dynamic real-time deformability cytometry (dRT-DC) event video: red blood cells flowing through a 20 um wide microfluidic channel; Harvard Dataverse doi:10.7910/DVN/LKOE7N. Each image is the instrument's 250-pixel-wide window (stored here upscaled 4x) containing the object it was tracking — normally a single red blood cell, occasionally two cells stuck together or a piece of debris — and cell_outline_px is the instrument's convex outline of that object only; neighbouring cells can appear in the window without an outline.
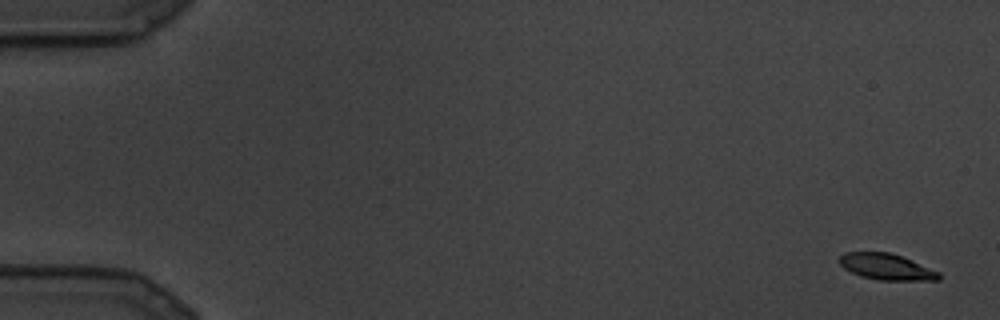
{"species": "common noctule bat (a hibernating species)", "species_latin": "Nyctalus noctula", "temperature_condition": "cold", "stored_images_in_passage": 17, "camera_frame_rate_fps": 3000, "um_per_image_px": 0.085, "animal": {"sex": "male", "body_mass_g": 19.5, "forearm_length_mm": 54.6}, "frame": {"image": 1, "passage_image": 1, "time_ms": 0.0, "image_size_px": [1000, 320], "cell_outline_px": [[940, 280], [880, 280], [860, 276], [844, 268], [840, 264], [840, 256], [844, 252], [888, 252], [912, 260], [940, 272]], "centroid_in_image_um": [75.36, 22.68], "position_along_channel_um": 9.6, "area_um2": 15.03}}
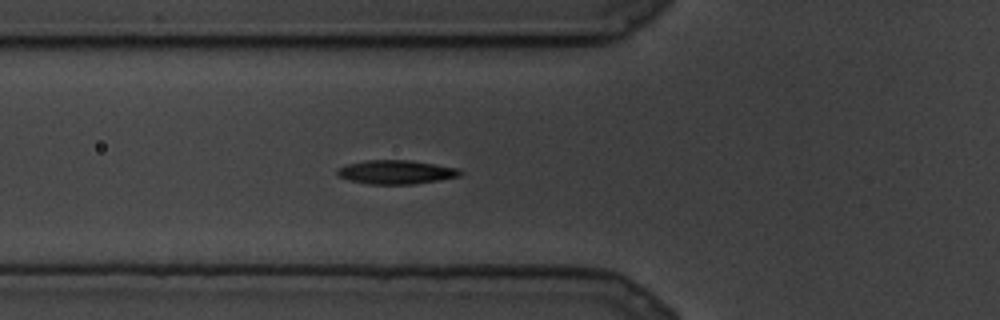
{"frame": {"image": 2, "passage_image": 10, "time_ms": 3.0, "image_size_px": [1000, 320], "cell_outline_px": [[464, 172], [460, 176], [440, 180], [412, 184], [368, 184], [348, 180], [340, 176], [336, 172], [336, 168], [348, 164], [368, 160], [408, 160], [456, 168]], "centroid_in_image_um": [33.64, 14.63], "position_along_channel_um": 92.2, "area_um2": 16.94}}
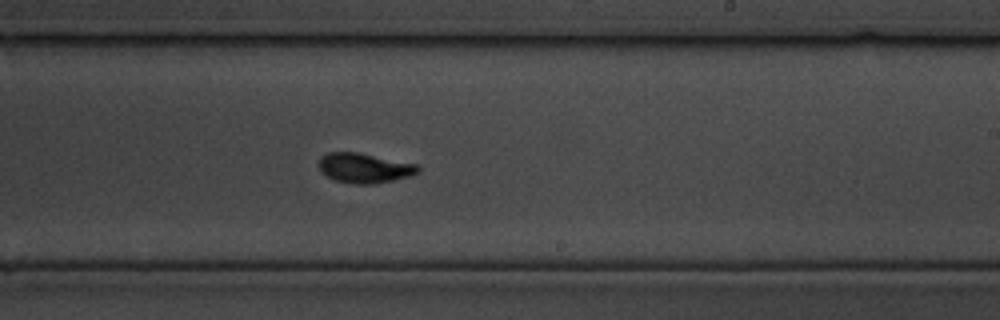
{"frame": {"image": 3, "passage_image": 17, "time_ms": 5.333, "image_size_px": [1000, 320], "cell_outline_px": [[420, 172], [412, 176], [372, 184], [352, 184], [336, 180], [320, 172], [320, 156], [328, 152], [356, 152], [416, 164], [420, 168]], "centroid_in_image_um": [30.98, 14.28], "position_along_channel_um": 258.0, "area_um2": 17.11}}